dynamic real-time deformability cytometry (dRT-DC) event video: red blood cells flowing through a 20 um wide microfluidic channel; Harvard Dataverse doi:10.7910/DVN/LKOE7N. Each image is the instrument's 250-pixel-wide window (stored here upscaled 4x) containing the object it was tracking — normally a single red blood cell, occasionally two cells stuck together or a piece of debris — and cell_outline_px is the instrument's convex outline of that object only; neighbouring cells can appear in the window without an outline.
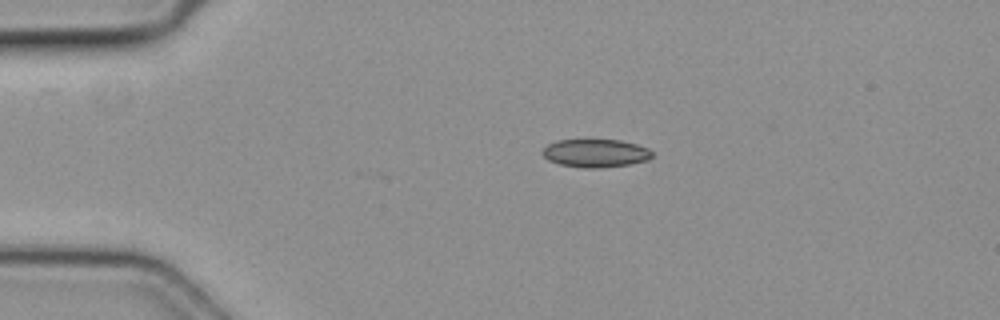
{"species": "common noctule bat (a hibernating species)", "species_latin": "Nyctalus noctula", "temperature_condition": "cold", "stored_images_in_passage": 43, "camera_frame_rate_fps": 3000, "um_per_image_px": 0.085, "animal": {"sex": "female", "body_mass_g": 19.3, "forearm_length_mm": 54.1}, "frame": {"image": 1, "passage_image": 1, "time_ms": 0.0, "image_size_px": [1000, 320], "cell_outline_px": [[652, 156], [648, 160], [628, 164], [596, 168], [584, 168], [560, 164], [548, 160], [540, 152], [548, 144], [556, 140], [620, 140], [636, 144], [648, 148], [652, 152]], "centroid_in_image_um": [50.6, 13.01], "position_along_channel_um": 34.4, "area_um2": 17.86}}
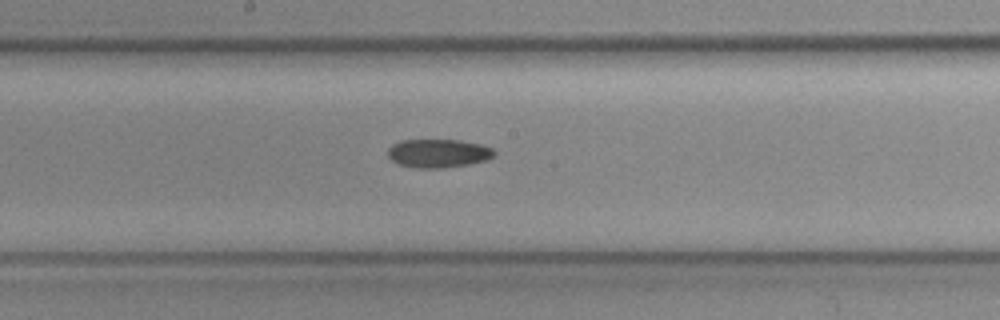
{"frame": {"image": 2, "passage_image": 18, "time_ms": 5.667, "image_size_px": [1000, 320], "cell_outline_px": [[496, 152], [488, 160], [468, 164], [444, 168], [416, 168], [400, 164], [392, 160], [388, 156], [388, 148], [392, 144], [400, 140], [460, 140], [480, 144], [492, 148]], "centroid_in_image_um": [37.25, 13.03], "position_along_channel_um": 210.9, "area_um2": 17.69}}
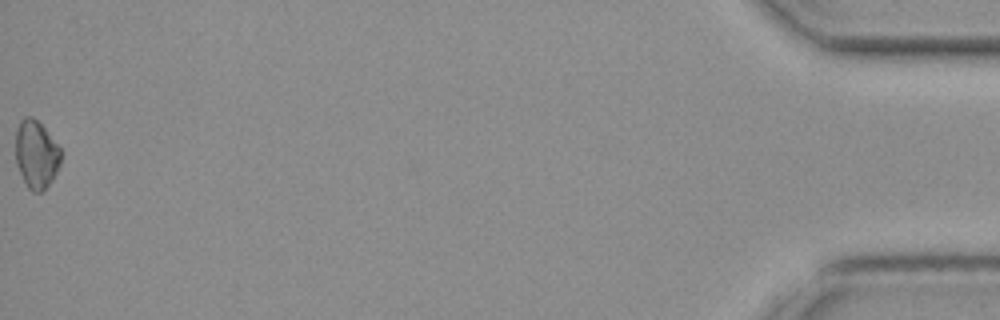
{"frame": {"image": 3, "passage_image": 43, "time_ms": 14.0, "image_size_px": [1000, 320], "cell_outline_px": [[60, 164], [52, 180], [40, 192], [32, 192], [28, 188], [16, 164], [16, 128], [20, 120], [24, 116], [32, 116], [44, 128], [60, 148]], "centroid_in_image_um": [3.06, 13.11], "position_along_channel_um": 432.1, "area_um2": 17.69}}